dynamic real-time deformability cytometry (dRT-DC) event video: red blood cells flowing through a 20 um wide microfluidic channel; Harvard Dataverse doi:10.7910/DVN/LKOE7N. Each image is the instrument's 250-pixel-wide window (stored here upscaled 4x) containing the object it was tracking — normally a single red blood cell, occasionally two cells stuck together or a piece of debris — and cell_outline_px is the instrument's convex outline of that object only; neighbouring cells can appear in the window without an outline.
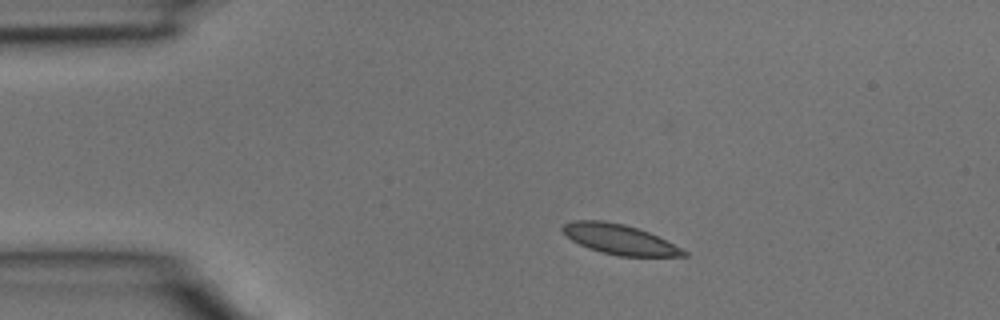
{"species": "common noctule bat (a hibernating species)", "species_latin": "Nyctalus noctula", "temperature_condition": "room temperature", "stored_images_in_passage": 2, "camera_frame_rate_fps": 3000, "um_per_image_px": 0.085, "animal": {"sex": "male", "body_mass_g": 15.6}, "frame": {"image": 1, "passage_image": 1, "time_ms": 0.0, "image_size_px": [1000, 320], "cell_outline_px": [[688, 256], [620, 256], [600, 252], [588, 248], [572, 240], [560, 228], [564, 224], [576, 220], [604, 220], [624, 224], [648, 232], [688, 252]], "centroid_in_image_um": [52.63, 20.34], "position_along_channel_um": 32.4, "area_um2": 20.81}}